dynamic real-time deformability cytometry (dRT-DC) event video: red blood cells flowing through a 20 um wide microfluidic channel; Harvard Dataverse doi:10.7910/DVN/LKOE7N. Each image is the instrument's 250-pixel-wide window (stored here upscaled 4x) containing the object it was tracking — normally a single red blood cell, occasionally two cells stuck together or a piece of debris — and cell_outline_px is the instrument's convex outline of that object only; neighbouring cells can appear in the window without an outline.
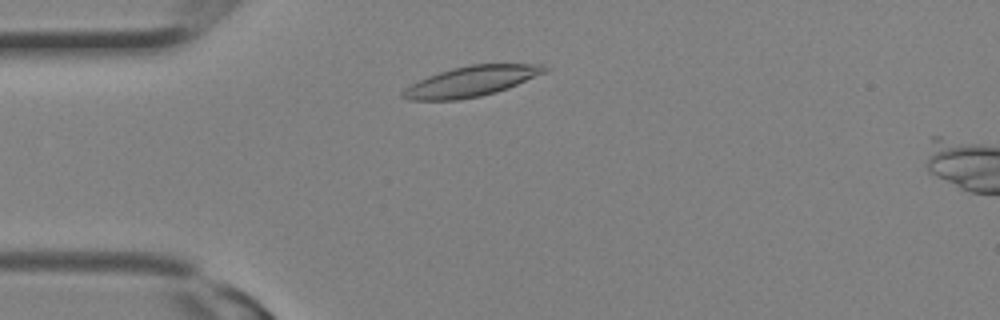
{"species": "Egyptian fruit bat (a non-hibernating species)", "species_latin": "Rousettus aegyptiacus", "temperature_condition": "room temperature", "stored_images_in_passage": 6, "camera_frame_rate_fps": 3000, "um_per_image_px": 0.085, "animal": {"sex": "female"}, "frame": {"image": 1, "passage_image": 3, "time_ms": 0.667, "image_size_px": [1000, 320], "cell_outline_px": [[552, 68], [548, 72], [508, 88], [496, 92], [480, 96], [460, 100], [412, 100], [400, 96], [400, 92], [404, 88], [428, 76], [452, 68], [468, 64], [544, 64]], "centroid_in_image_um": [40.11, 6.9], "position_along_channel_um": 44.9, "area_um2": 25.26}}
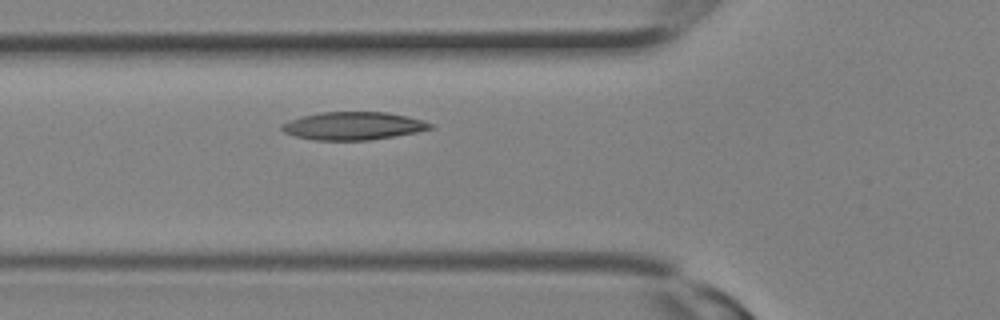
{"frame": {"image": 2, "passage_image": 6, "time_ms": 1.667, "image_size_px": [1000, 320], "cell_outline_px": [[436, 128], [416, 132], [368, 140], [312, 140], [296, 136], [284, 132], [280, 128], [280, 124], [288, 120], [300, 116], [320, 112], [388, 112], [408, 116], [424, 120], [432, 124]], "centroid_in_image_um": [30.01, 10.69], "position_along_channel_um": 95.8, "area_um2": 24.33}}